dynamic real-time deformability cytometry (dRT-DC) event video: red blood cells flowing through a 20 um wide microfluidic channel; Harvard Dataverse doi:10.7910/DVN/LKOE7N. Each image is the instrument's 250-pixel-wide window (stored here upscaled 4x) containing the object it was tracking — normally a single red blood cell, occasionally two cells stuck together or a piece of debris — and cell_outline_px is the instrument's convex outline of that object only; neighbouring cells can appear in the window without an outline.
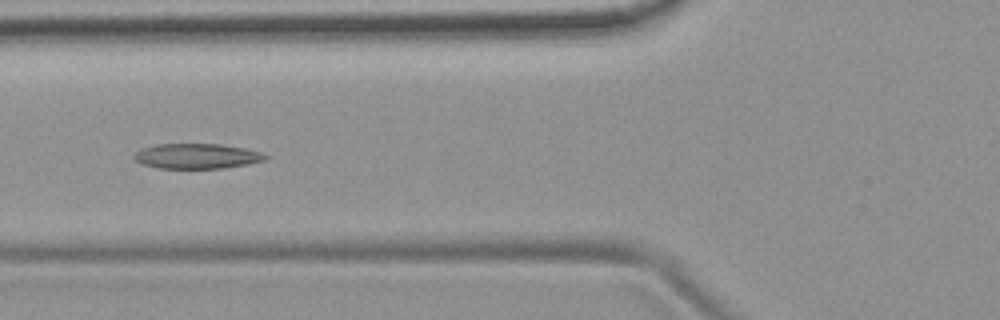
{"species": "common noctule bat (a hibernating species)", "species_latin": "Nyctalus noctula", "temperature_condition": "room temperature", "stored_images_in_passage": 6, "camera_frame_rate_fps": 3000, "um_per_image_px": 0.085, "animal": {"sex": "female", "body_mass_g": 19.9}, "frame": {"image": 1, "passage_image": 5, "time_ms": 4.667, "image_size_px": [1000, 320], "cell_outline_px": [[268, 156], [264, 160], [248, 164], [224, 168], [156, 168], [140, 164], [132, 156], [140, 148], [156, 144], [220, 144], [244, 148], [260, 152]], "centroid_in_image_um": [16.67, 13.27], "position_along_channel_um": 109.1, "area_um2": 19.25}}
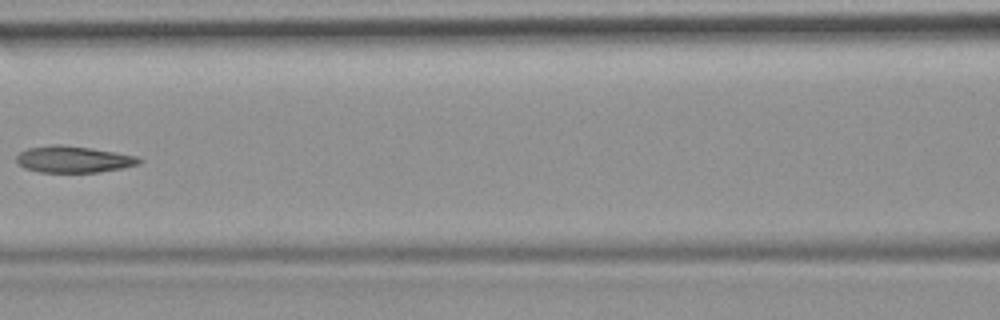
{"frame": {"image": 2, "passage_image": 6, "time_ms": 6.0, "image_size_px": [1000, 320], "cell_outline_px": [[144, 160], [140, 164], [100, 172], [40, 172], [24, 168], [16, 160], [16, 156], [20, 152], [28, 148], [52, 144], [60, 144], [92, 148], [140, 156]], "centroid_in_image_um": [6.28, 13.53], "position_along_channel_um": 160.3, "area_um2": 19.13}}